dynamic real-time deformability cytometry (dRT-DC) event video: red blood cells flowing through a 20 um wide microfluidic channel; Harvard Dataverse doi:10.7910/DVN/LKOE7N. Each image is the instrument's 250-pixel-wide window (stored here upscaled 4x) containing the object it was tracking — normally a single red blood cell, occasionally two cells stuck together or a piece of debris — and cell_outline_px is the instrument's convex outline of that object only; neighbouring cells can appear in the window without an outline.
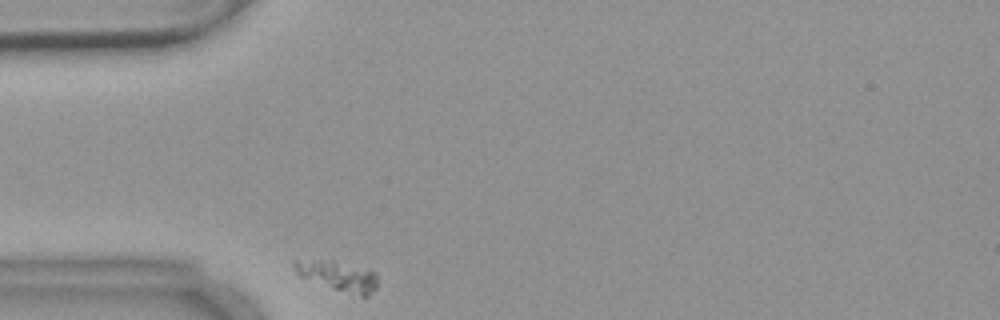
{"species": "common noctule bat (a hibernating species)", "species_latin": "Nyctalus noctula", "temperature_condition": "warm", "stored_images_in_passage": 34, "camera_frame_rate_fps": 3000, "um_per_image_px": 0.085, "animal": {"sex": "female", "body_mass_g": 18.4}, "frame": {"image": 1, "passage_image": 1, "time_ms": 0.0, "image_size_px": [1000, 320], "cell_outline_px": [[376, 288], [368, 296], [360, 296], [300, 276], [296, 272], [292, 264], [292, 260], [332, 260], [376, 272]], "centroid_in_image_um": [28.72, 23.43], "position_along_channel_um": 56.3, "area_um2": 13.93}}
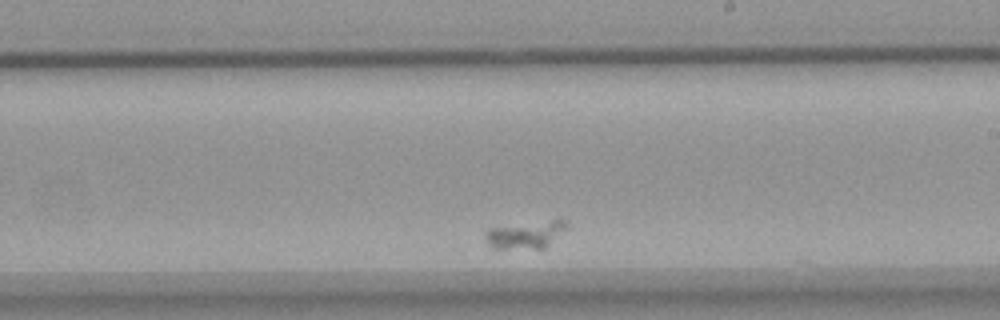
{"frame": {"image": 2, "passage_image": 22, "time_ms": 7.0, "image_size_px": [1000, 320], "cell_outline_px": [[568, 228], [544, 248], [492, 248], [488, 244], [484, 236], [484, 232], [488, 228], [552, 220], [564, 220], [568, 224]], "centroid_in_image_um": [44.66, 19.95], "position_along_channel_um": 244.3, "area_um2": 12.77}}
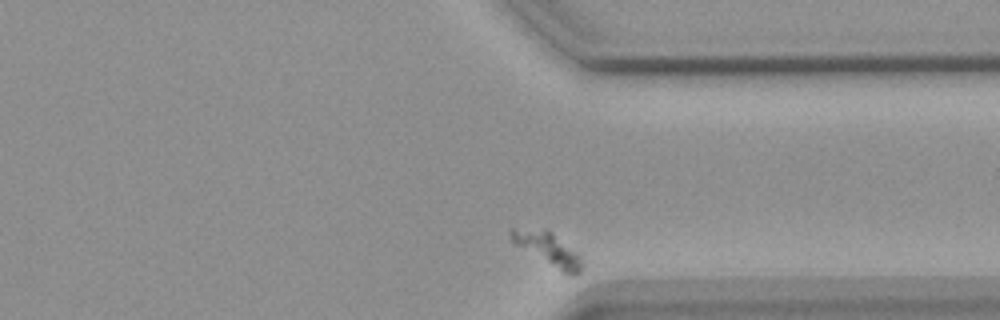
{"frame": {"image": 3, "passage_image": 34, "time_ms": 11.0, "image_size_px": [1000, 320], "cell_outline_px": [[580, 272], [576, 276], [572, 276], [560, 272], [516, 244], [512, 240], [508, 232], [512, 228], [544, 228], [552, 232], [576, 252], [580, 256]], "centroid_in_image_um": [46.56, 21.16], "position_along_channel_um": 364.8, "area_um2": 13.53}}